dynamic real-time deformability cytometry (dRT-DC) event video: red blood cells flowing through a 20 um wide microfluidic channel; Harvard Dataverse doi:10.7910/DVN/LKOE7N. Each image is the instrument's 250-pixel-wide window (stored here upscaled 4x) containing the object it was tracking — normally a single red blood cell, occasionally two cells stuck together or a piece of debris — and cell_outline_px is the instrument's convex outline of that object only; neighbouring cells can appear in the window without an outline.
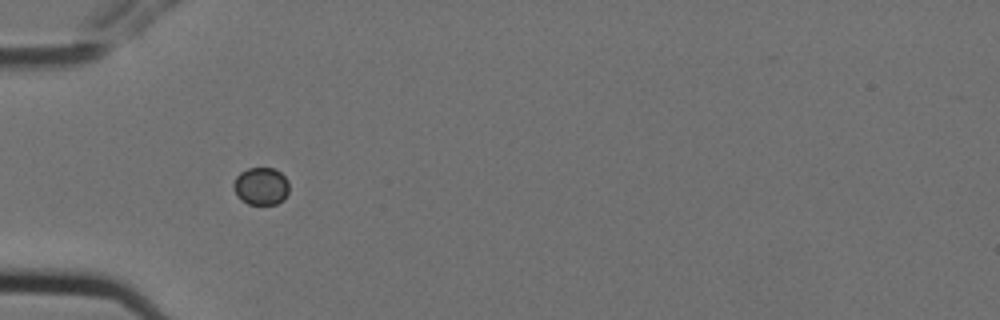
{"species": "Egyptian fruit bat (a non-hibernating species)", "species_latin": "Rousettus aegyptiacus", "temperature_condition": "cold", "stored_images_in_passage": 6, "camera_frame_rate_fps": 3000, "um_per_image_px": 0.085, "animal": {"sex": "female"}, "frame": {"image": 1, "passage_image": 5, "time_ms": 1.333, "image_size_px": [1000, 320], "cell_outline_px": [[288, 192], [284, 200], [276, 204], [248, 204], [240, 200], [232, 188], [232, 184], [236, 176], [240, 172], [248, 168], [272, 168], [280, 172], [288, 180]], "centroid_in_image_um": [22.16, 15.83], "position_along_channel_um": 62.8, "area_um2": 12.31}}
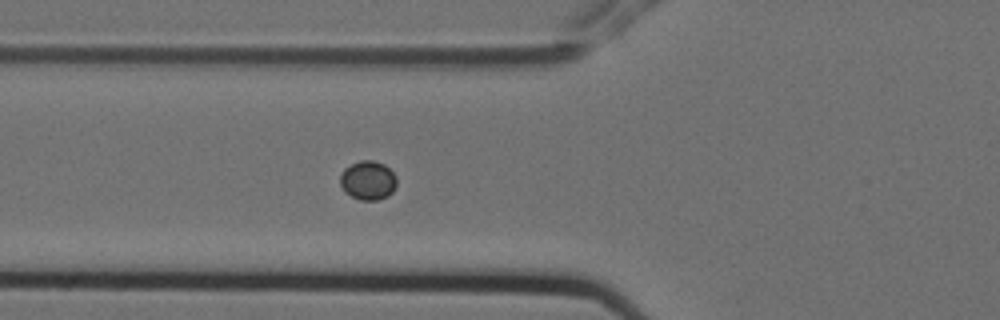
{"frame": {"image": 2, "passage_image": 6, "time_ms": 1.667, "image_size_px": [1000, 320], "cell_outline_px": [[396, 188], [388, 196], [376, 200], [360, 200], [344, 192], [340, 184], [340, 172], [344, 168], [360, 160], [372, 160], [384, 164], [396, 176]], "centroid_in_image_um": [31.26, 15.33], "position_along_channel_um": 94.5, "area_um2": 12.95}}